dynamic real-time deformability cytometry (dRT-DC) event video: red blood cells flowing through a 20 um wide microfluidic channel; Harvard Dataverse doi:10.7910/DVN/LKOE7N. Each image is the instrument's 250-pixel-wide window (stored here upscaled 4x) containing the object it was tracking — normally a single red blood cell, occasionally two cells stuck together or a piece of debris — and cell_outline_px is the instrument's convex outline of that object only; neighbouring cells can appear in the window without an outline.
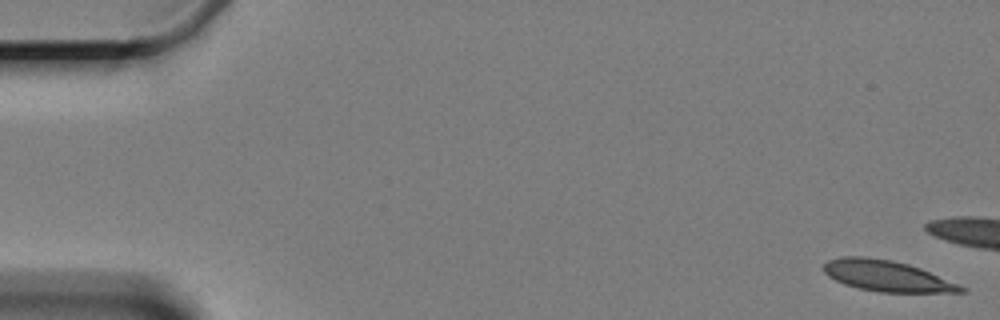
{"species": "Egyptian fruit bat (a non-hibernating species)", "species_latin": "Rousettus aegyptiacus", "temperature_condition": "cold", "stored_images_in_passage": 12, "camera_frame_rate_fps": 3000, "um_per_image_px": 0.085, "animal": {"sex": "female"}, "frame": {"image": 1, "passage_image": 1, "time_ms": 0.0, "image_size_px": [1000, 320], "cell_outline_px": [[968, 288], [964, 292], [880, 292], [856, 288], [844, 284], [828, 276], [824, 272], [824, 264], [828, 260], [844, 256], [864, 256], [892, 260], [908, 264], [920, 268], [960, 284]], "centroid_in_image_um": [75.39, 23.45], "position_along_channel_um": 9.6, "area_um2": 24.74}}
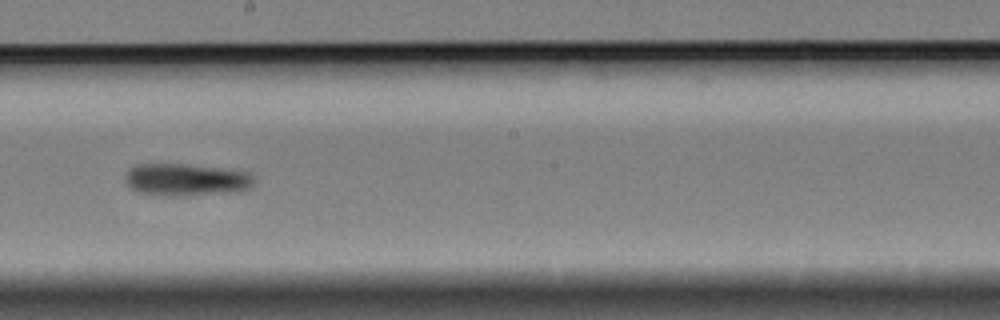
{"frame": {"image": 2, "passage_image": 9, "time_ms": 12.333, "image_size_px": [1000, 320], "cell_outline_px": [[256, 184], [248, 188], [236, 192], [188, 196], [168, 196], [136, 192], [128, 184], [128, 172], [136, 164], [188, 164], [220, 168], [248, 172], [256, 180]], "centroid_in_image_um": [15.9, 15.29], "position_along_channel_um": 232.3, "area_um2": 24.28}}
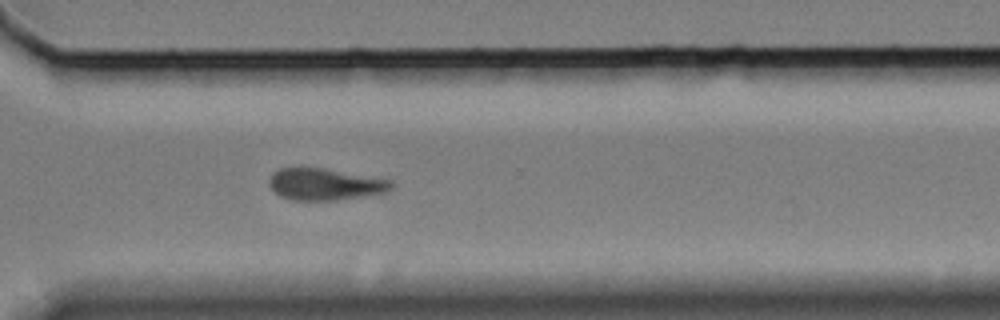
{"frame": {"image": 3, "passage_image": 12, "time_ms": 15.667, "image_size_px": [1000, 320], "cell_outline_px": [[392, 188], [388, 192], [336, 200], [292, 200], [280, 196], [268, 184], [268, 180], [272, 172], [280, 168], [324, 168], [392, 180]], "centroid_in_image_um": [27.61, 15.66], "position_along_channel_um": 343.0, "area_um2": 22.54}}